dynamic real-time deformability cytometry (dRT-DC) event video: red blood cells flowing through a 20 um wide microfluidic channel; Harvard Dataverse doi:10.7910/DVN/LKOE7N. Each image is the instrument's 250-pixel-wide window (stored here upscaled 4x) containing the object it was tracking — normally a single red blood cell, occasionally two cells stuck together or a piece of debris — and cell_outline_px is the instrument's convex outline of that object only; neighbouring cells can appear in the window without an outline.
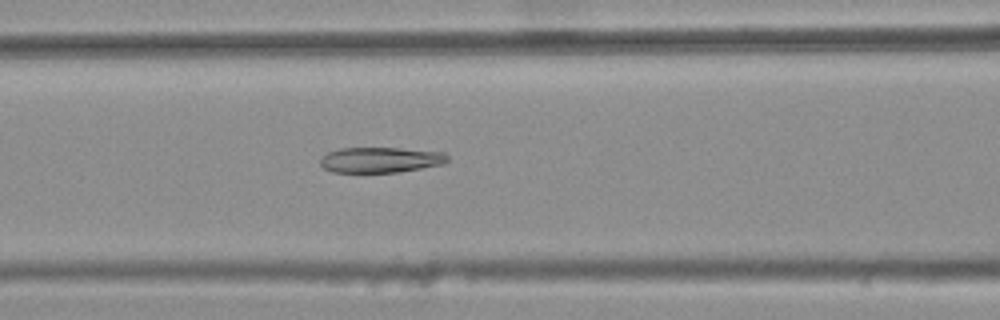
{"species": "common noctule bat (a hibernating species)", "species_latin": "Nyctalus noctula", "temperature_condition": "warm", "stored_images_in_passage": 39, "camera_frame_rate_fps": 3000, "um_per_image_px": 0.085, "animal": {"sex": "female", "body_mass_g": 25.1}, "frame": {"image": 1, "passage_image": 14, "time_ms": 4.333, "image_size_px": [1000, 320], "cell_outline_px": [[448, 160], [444, 164], [396, 172], [332, 172], [324, 168], [320, 164], [320, 156], [328, 152], [340, 148], [400, 148], [444, 152], [448, 156]], "centroid_in_image_um": [32.32, 13.58], "position_along_channel_um": 134.3, "area_um2": 18.9}}
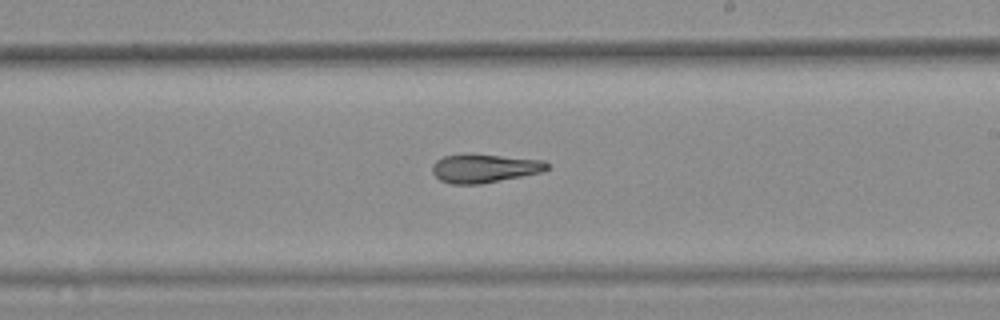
{"frame": {"image": 2, "passage_image": 23, "time_ms": 7.333, "image_size_px": [1000, 320], "cell_outline_px": [[548, 168], [544, 172], [480, 184], [452, 184], [440, 180], [432, 172], [432, 164], [436, 160], [444, 156], [500, 156], [544, 160], [548, 164]], "centroid_in_image_um": [41.2, 14.34], "position_along_channel_um": 247.8, "area_um2": 18.55}}
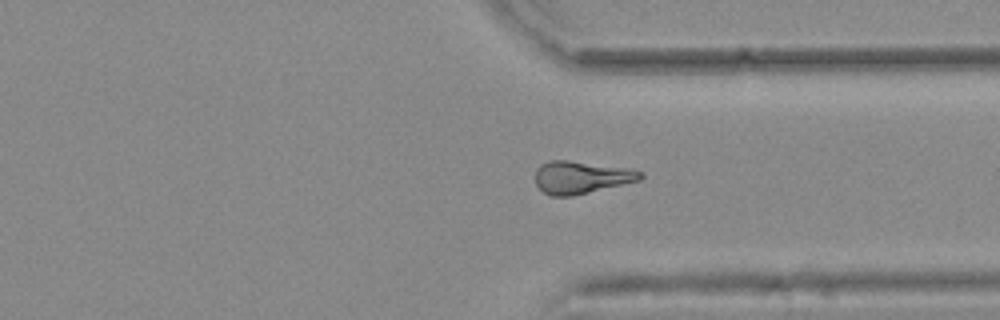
{"frame": {"image": 3, "passage_image": 32, "time_ms": 10.333, "image_size_px": [1000, 320], "cell_outline_px": [[644, 176], [640, 180], [572, 196], [552, 196], [544, 192], [536, 184], [536, 168], [540, 164], [548, 160], [568, 160], [632, 168], [640, 172]], "centroid_in_image_um": [49.39, 15.05], "position_along_channel_um": 362.0, "area_um2": 19.94}, "authors_computed_cell_mechanics": {"area_um2": 19.7676, "velocity_mm_per_s": 3.7839, "shape_relaxation_time_tau1_ms": null, "shape_relaxation_time_tau2_ms": 3.1754, "deformation_change_tau1": null, "deformation_change_tau2": 0.1217}}